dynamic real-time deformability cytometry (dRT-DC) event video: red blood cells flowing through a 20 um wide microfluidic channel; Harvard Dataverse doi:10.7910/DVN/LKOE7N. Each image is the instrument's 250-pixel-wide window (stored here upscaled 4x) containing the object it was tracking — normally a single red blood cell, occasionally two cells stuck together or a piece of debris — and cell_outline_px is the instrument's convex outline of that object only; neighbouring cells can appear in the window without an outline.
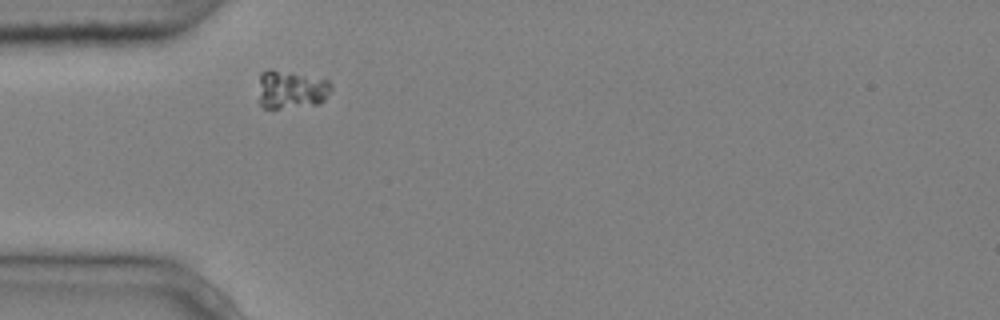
{"species": "common noctule bat (a hibernating species)", "species_latin": "Nyctalus noctula", "temperature_condition": "cold", "stored_images_in_passage": 2, "camera_frame_rate_fps": 3000, "um_per_image_px": 0.085, "animal": {"sex": "male", "body_mass_g": 20.4}, "frame": {"image": 1, "passage_image": 1, "time_ms": 0.0, "image_size_px": [1000, 320], "cell_outline_px": [[332, 92], [320, 104], [280, 108], [264, 108], [260, 104], [260, 72], [268, 68], [328, 80], [332, 88]], "centroid_in_image_um": [24.77, 7.61], "position_along_channel_um": 60.2, "area_um2": 16.13}}